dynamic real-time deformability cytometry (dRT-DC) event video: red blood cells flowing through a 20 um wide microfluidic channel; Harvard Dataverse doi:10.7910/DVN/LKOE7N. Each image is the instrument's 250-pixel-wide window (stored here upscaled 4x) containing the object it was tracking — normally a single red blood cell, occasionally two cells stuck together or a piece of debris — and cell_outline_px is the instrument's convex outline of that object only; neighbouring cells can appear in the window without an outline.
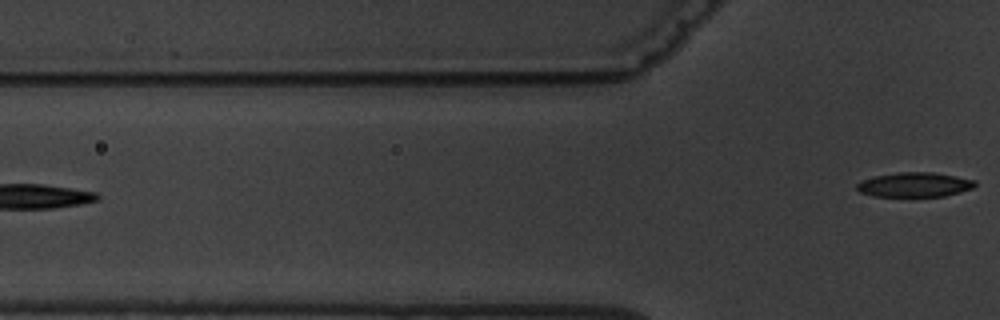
{"species": "common noctule bat (a hibernating species)", "species_latin": "Nyctalus noctula", "temperature_condition": "warm", "stored_images_in_passage": 6, "camera_frame_rate_fps": 3000, "um_per_image_px": 0.085, "animal": {"sex": "male", "body_mass_g": 19.5, "forearm_length_mm": 54.6}, "frame": {"image": 1, "passage_image": 6, "time_ms": 6.333, "image_size_px": [1000, 320], "cell_outline_px": [[976, 184], [972, 188], [960, 192], [944, 196], [872, 196], [860, 192], [856, 188], [856, 184], [864, 180], [876, 176], [900, 172], [932, 172], [956, 176], [976, 180]], "centroid_in_image_um": [77.76, 15.7], "position_along_channel_um": 48.0, "area_um2": 16.76}}